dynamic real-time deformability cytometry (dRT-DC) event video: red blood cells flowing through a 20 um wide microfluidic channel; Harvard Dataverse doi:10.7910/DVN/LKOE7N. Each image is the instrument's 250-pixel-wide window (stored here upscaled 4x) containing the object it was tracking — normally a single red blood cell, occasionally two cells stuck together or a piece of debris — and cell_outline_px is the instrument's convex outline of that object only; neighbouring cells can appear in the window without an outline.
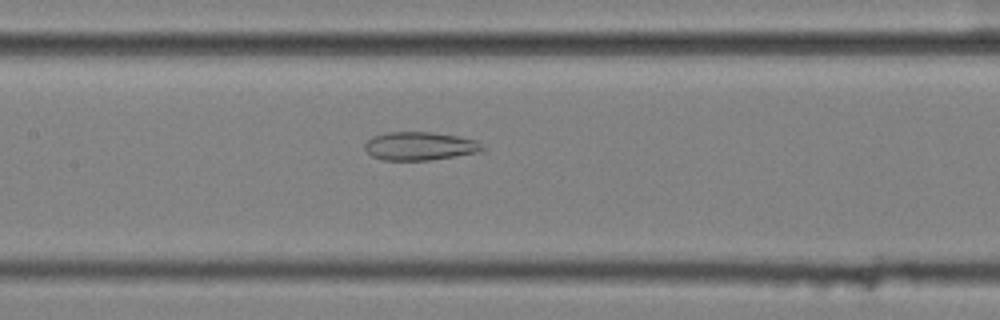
{"species": "common noctule bat (a hibernating species)", "species_latin": "Nyctalus noctula", "temperature_condition": "cold", "stored_images_in_passage": 53, "camera_frame_rate_fps": 3000, "um_per_image_px": 0.085, "animal": {"sex": "female", "body_mass_g": 25.1}, "frame": {"image": 1, "passage_image": 23, "time_ms": 7.333, "image_size_px": [1000, 320], "cell_outline_px": [[484, 152], [428, 160], [384, 160], [372, 156], [364, 148], [364, 144], [372, 136], [388, 132], [432, 132], [460, 136], [476, 140], [484, 148]], "centroid_in_image_um": [35.71, 12.41], "position_along_channel_um": 171.7, "area_um2": 19.54}}
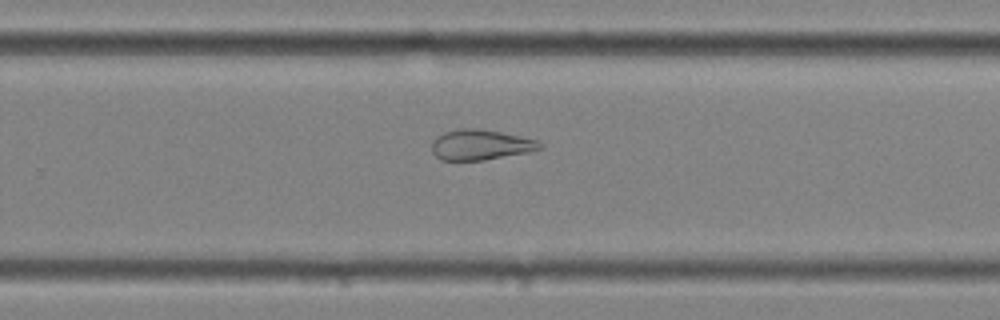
{"frame": {"image": 2, "passage_image": 33, "time_ms": 10.667, "image_size_px": [1000, 320], "cell_outline_px": [[544, 148], [528, 152], [484, 160], [440, 160], [432, 152], [432, 140], [436, 136], [444, 132], [464, 128], [476, 128], [500, 132], [536, 140], [544, 144]], "centroid_in_image_um": [40.83, 12.31], "position_along_channel_um": 289.0, "area_um2": 19.07}}
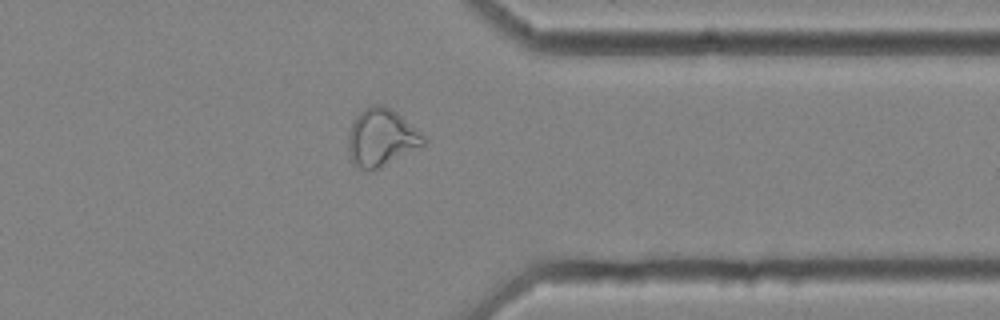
{"frame": {"image": 3, "passage_image": 41, "time_ms": 13.333, "image_size_px": [1000, 320], "cell_outline_px": [[428, 140], [424, 144], [372, 172], [368, 172], [352, 164], [348, 148], [348, 132], [356, 116], [364, 108], [372, 104], [384, 104], [396, 112], [416, 128]], "centroid_in_image_um": [32.38, 11.7], "position_along_channel_um": 379.0, "area_um2": 25.26}, "authors_computed_cell_mechanics": {"area_um2": 25.5476, "velocity_mm_per_s": 3.528, "shape_relaxation_time_tau1_ms": null, "shape_relaxation_time_tau2_ms": 2.6444, "deformation_change_tau1": null, "deformation_change_tau2": 0.1082}}